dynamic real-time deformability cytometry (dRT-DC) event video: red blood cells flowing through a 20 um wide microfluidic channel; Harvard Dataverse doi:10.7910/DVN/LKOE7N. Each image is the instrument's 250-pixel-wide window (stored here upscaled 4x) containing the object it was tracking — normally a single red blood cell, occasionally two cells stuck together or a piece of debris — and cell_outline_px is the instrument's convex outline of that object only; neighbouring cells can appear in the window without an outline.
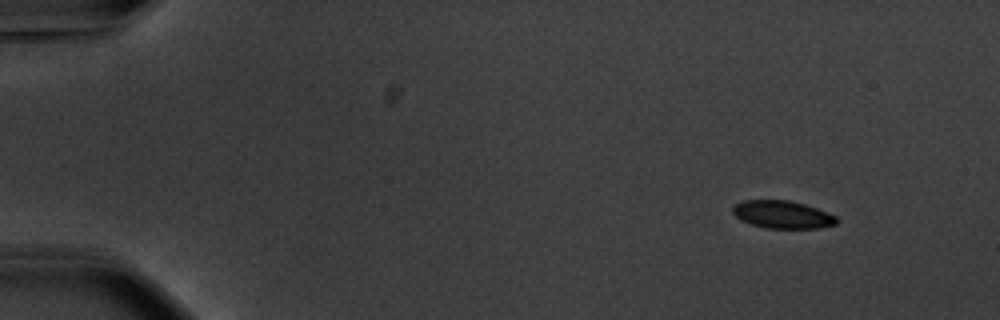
{"species": "common noctule bat (a hibernating species)", "species_latin": "Nyctalus noctula", "temperature_condition": "warm", "stored_images_in_passage": 50, "camera_frame_rate_fps": 3000, "um_per_image_px": 0.085, "animal": {"sex": "male", "body_mass_g": 20.1, "forearm_length_mm": 53.5}, "frame": {"image": 1, "passage_image": 1, "time_ms": 0.0, "image_size_px": [1000, 320], "cell_outline_px": [[840, 220], [836, 224], [816, 228], [768, 228], [752, 224], [740, 220], [732, 212], [732, 208], [736, 204], [744, 200], [788, 200], [804, 204], [828, 212], [836, 216]], "centroid_in_image_um": [66.52, 18.23], "position_along_channel_um": 18.5, "area_um2": 16.7}}
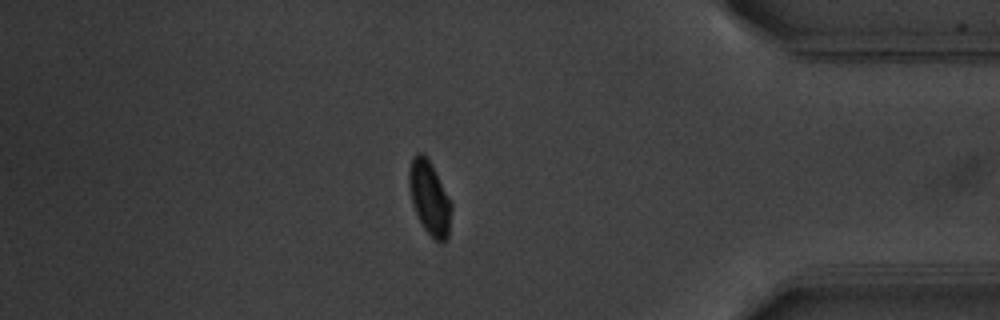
{"frame": {"image": 2, "passage_image": 43, "time_ms": 14.0, "image_size_px": [1000, 320], "cell_outline_px": [[452, 208], [448, 236], [444, 244], [440, 244], [424, 228], [412, 204], [408, 184], [408, 172], [412, 156], [416, 152], [424, 152], [428, 156], [452, 204]], "centroid_in_image_um": [36.5, 16.77], "position_along_channel_um": 398.7, "area_um2": 18.38}}
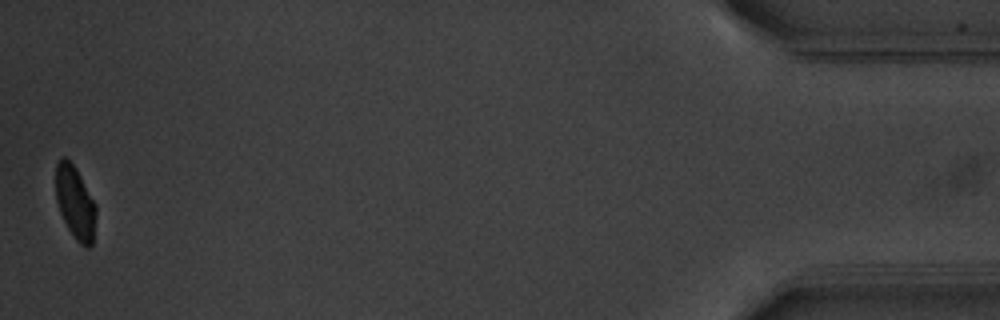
{"frame": {"image": 3, "passage_image": 50, "time_ms": 16.333, "image_size_px": [1000, 320], "cell_outline_px": [[96, 216], [92, 244], [88, 248], [80, 244], [76, 240], [68, 228], [60, 212], [56, 200], [56, 164], [64, 156], [76, 168], [96, 204]], "centroid_in_image_um": [6.4, 17.23], "position_along_channel_um": 428.8, "area_um2": 16.99}, "authors_computed_cell_mechanics": {"area_um2": 18.207, "velocity_mm_per_s": 3.7192, "shape_relaxation_time_tau1_ms": 2.4252, "shape_relaxation_time_tau2_ms": null, "deformation_change_tau1": 0.1274, "deformation_change_tau2": null}}